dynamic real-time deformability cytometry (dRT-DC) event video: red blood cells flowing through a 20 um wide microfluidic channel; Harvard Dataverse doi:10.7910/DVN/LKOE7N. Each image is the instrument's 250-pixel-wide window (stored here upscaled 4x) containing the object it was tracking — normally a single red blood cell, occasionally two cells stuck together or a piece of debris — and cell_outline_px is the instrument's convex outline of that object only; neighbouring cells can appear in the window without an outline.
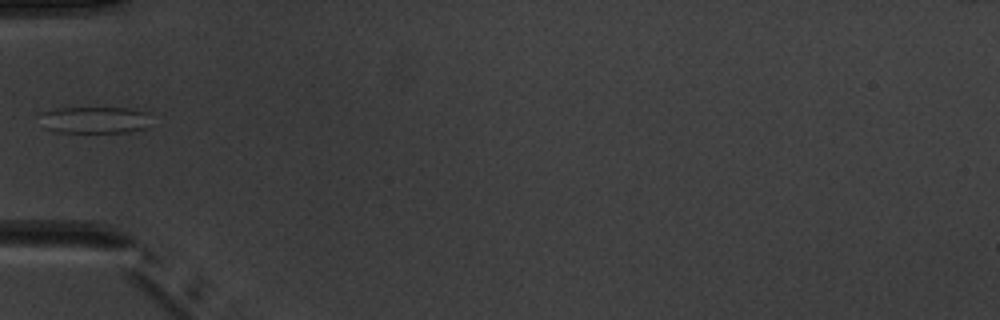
{"species": "common noctule bat (a hibernating species)", "species_latin": "Nyctalus noctula", "temperature_condition": "warm", "stored_images_in_passage": 6, "camera_frame_rate_fps": 3000, "um_per_image_px": 0.085, "animal": {"sex": "male", "body_mass_g": 20.1, "forearm_length_mm": 53.5}, "frame": {"image": 1, "passage_image": 5, "time_ms": 5.0, "image_size_px": [1000, 320], "cell_outline_px": [[148, 112], [144, 128], [128, 132], [56, 132], [44, 128], [40, 112], [56, 108], [132, 108]], "centroid_in_image_um": [7.98, 10.19], "position_along_channel_um": 77.0, "area_um2": 17.17}}
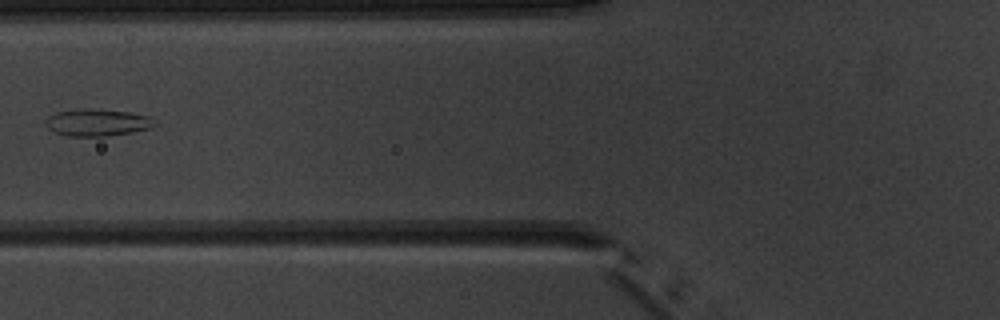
{"frame": {"image": 2, "passage_image": 6, "time_ms": 6.0, "image_size_px": [1000, 320], "cell_outline_px": [[156, 124], [152, 128], [132, 132], [104, 136], [68, 136], [52, 132], [44, 124], [44, 120], [48, 116], [56, 112], [88, 108], [92, 108], [128, 112], [148, 116]], "centroid_in_image_um": [8.21, 10.41], "position_along_channel_um": 117.6, "area_um2": 17.22}}